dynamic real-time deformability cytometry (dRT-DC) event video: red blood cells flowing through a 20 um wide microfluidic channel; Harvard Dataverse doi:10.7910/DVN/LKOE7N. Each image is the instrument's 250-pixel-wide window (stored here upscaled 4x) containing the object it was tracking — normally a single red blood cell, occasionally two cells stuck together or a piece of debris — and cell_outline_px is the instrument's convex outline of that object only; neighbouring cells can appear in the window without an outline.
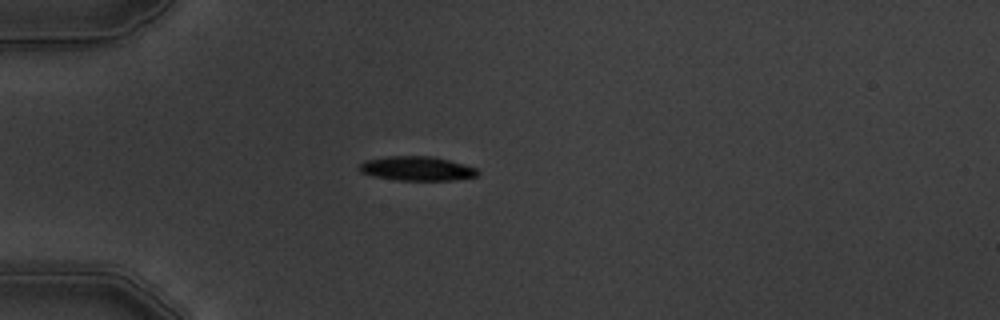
{"species": "common noctule bat (a hibernating species)", "species_latin": "Nyctalus noctula", "temperature_condition": "warm", "stored_images_in_passage": 3, "camera_frame_rate_fps": 3000, "um_per_image_px": 0.085, "animal": {"sex": "male", "body_mass_g": 19.5, "forearm_length_mm": 54.6}, "frame": {"image": 1, "passage_image": 2, "time_ms": 1.0, "image_size_px": [1000, 320], "cell_outline_px": [[480, 172], [476, 176], [452, 180], [396, 180], [372, 176], [360, 172], [356, 168], [364, 160], [388, 156], [432, 156], [464, 164], [476, 168]], "centroid_in_image_um": [35.38, 14.32], "position_along_channel_um": 49.6, "area_um2": 16.82}}